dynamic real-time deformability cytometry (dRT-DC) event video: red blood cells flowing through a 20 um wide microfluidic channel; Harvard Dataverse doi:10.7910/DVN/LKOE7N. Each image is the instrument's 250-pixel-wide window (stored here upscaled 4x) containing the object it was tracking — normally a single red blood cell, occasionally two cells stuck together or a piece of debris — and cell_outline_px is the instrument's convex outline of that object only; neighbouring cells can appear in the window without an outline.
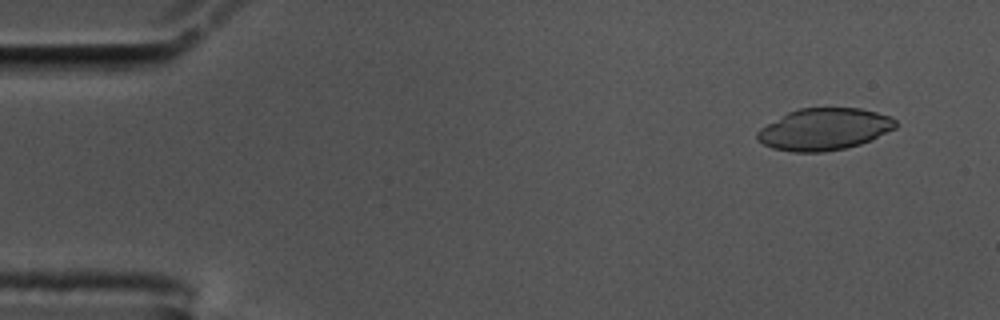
{"species": "common noctule bat (a hibernating species)", "species_latin": "Nyctalus noctula", "temperature_condition": "cold", "stored_images_in_passage": 56, "camera_frame_rate_fps": 3000, "um_per_image_px": 0.085, "animal": {"sex": "male", "body_mass_g": 17.5, "forearm_length_mm": 52.3}, "frame": {"image": 1, "passage_image": 4, "time_ms": 1.0, "image_size_px": [1000, 320], "cell_outline_px": [[896, 128], [872, 140], [860, 144], [844, 148], [824, 152], [792, 152], [772, 148], [756, 140], [756, 132], [760, 128], [788, 112], [800, 108], [860, 108], [892, 116], [896, 120]], "centroid_in_image_um": [70.06, 10.99], "position_along_channel_um": 14.9, "area_um2": 33.87}}